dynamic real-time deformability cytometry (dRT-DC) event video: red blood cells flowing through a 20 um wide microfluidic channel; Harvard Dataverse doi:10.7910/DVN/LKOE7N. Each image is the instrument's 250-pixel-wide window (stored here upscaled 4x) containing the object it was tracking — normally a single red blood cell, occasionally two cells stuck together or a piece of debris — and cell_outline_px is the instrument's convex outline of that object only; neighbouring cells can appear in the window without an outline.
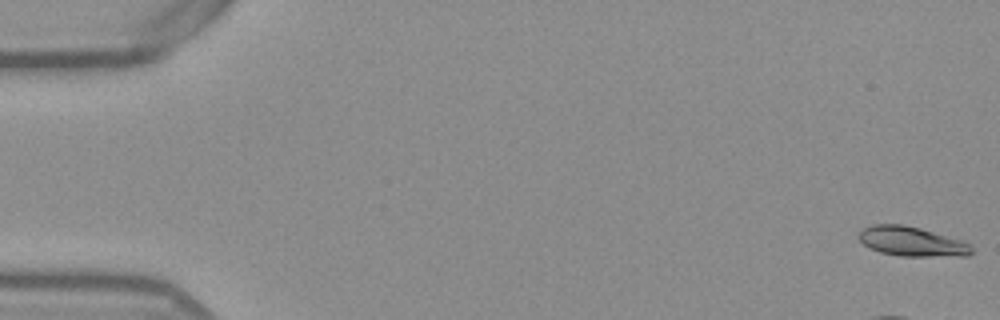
{"species": "Egyptian fruit bat (a non-hibernating species)", "species_latin": "Rousettus aegyptiacus", "temperature_condition": "warm", "stored_images_in_passage": 13, "camera_frame_rate_fps": 3000, "um_per_image_px": 0.085, "frame": {"image": 1, "passage_image": 1, "time_ms": 0.0, "image_size_px": [1000, 320], "cell_outline_px": [[972, 252], [968, 256], [900, 256], [880, 252], [868, 248], [856, 236], [864, 228], [872, 224], [900, 224], [920, 228], [964, 240], [972, 244]], "centroid_in_image_um": [77.52, 20.53], "position_along_channel_um": 7.5, "area_um2": 19.65}}